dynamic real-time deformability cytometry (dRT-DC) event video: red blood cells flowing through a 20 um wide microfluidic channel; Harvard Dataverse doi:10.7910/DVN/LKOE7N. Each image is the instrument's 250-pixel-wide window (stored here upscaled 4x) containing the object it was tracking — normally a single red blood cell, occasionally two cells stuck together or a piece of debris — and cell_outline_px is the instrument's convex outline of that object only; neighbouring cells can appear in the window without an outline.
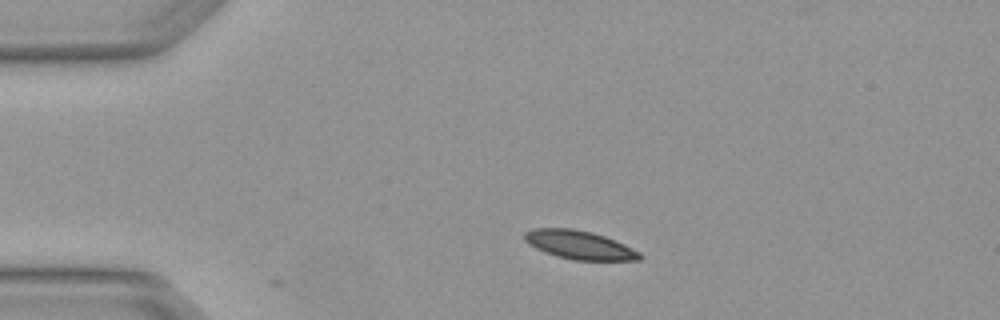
{"species": "Egyptian fruit bat (a non-hibernating species)", "species_latin": "Rousettus aegyptiacus", "temperature_condition": "warm", "stored_images_in_passage": 2, "camera_frame_rate_fps": 3000, "um_per_image_px": 0.085, "animal": {"sex": "female"}, "frame": {"image": 1, "passage_image": 1, "time_ms": 0.0, "image_size_px": [1000, 320], "cell_outline_px": [[644, 256], [640, 260], [572, 260], [556, 256], [544, 252], [528, 244], [524, 240], [524, 232], [532, 228], [572, 228], [592, 232], [616, 240], [640, 252]], "centroid_in_image_um": [49.24, 20.81], "position_along_channel_um": 35.8, "area_um2": 19.36}}